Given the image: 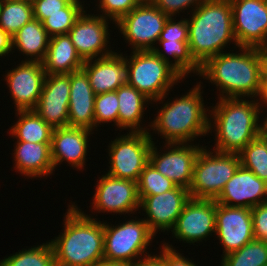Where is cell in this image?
Instances as JSON below:
<instances>
[{"instance_id": "obj_48", "label": "cell", "mask_w": 267, "mask_h": 266, "mask_svg": "<svg viewBox=\"0 0 267 266\" xmlns=\"http://www.w3.org/2000/svg\"><path fill=\"white\" fill-rule=\"evenodd\" d=\"M95 266H132V264L126 263V262L107 261L103 259L101 262H99Z\"/></svg>"}, {"instance_id": "obj_38", "label": "cell", "mask_w": 267, "mask_h": 266, "mask_svg": "<svg viewBox=\"0 0 267 266\" xmlns=\"http://www.w3.org/2000/svg\"><path fill=\"white\" fill-rule=\"evenodd\" d=\"M159 40L188 42L187 19L183 18L178 22H174V18L169 17L160 34Z\"/></svg>"}, {"instance_id": "obj_47", "label": "cell", "mask_w": 267, "mask_h": 266, "mask_svg": "<svg viewBox=\"0 0 267 266\" xmlns=\"http://www.w3.org/2000/svg\"><path fill=\"white\" fill-rule=\"evenodd\" d=\"M263 124L259 126V133L258 136L261 138V140L265 143L267 147V121L263 120Z\"/></svg>"}, {"instance_id": "obj_2", "label": "cell", "mask_w": 267, "mask_h": 266, "mask_svg": "<svg viewBox=\"0 0 267 266\" xmlns=\"http://www.w3.org/2000/svg\"><path fill=\"white\" fill-rule=\"evenodd\" d=\"M239 49L242 53L222 52L200 67L199 76L219 87L221 98L259 96L262 70L258 48L242 46Z\"/></svg>"}, {"instance_id": "obj_28", "label": "cell", "mask_w": 267, "mask_h": 266, "mask_svg": "<svg viewBox=\"0 0 267 266\" xmlns=\"http://www.w3.org/2000/svg\"><path fill=\"white\" fill-rule=\"evenodd\" d=\"M18 121L10 129L17 141L51 143L54 128L47 124L34 110H18Z\"/></svg>"}, {"instance_id": "obj_36", "label": "cell", "mask_w": 267, "mask_h": 266, "mask_svg": "<svg viewBox=\"0 0 267 266\" xmlns=\"http://www.w3.org/2000/svg\"><path fill=\"white\" fill-rule=\"evenodd\" d=\"M118 109L116 91L97 94L94 102V128L112 121L118 127Z\"/></svg>"}, {"instance_id": "obj_40", "label": "cell", "mask_w": 267, "mask_h": 266, "mask_svg": "<svg viewBox=\"0 0 267 266\" xmlns=\"http://www.w3.org/2000/svg\"><path fill=\"white\" fill-rule=\"evenodd\" d=\"M254 239L267 242V202L251 208Z\"/></svg>"}, {"instance_id": "obj_26", "label": "cell", "mask_w": 267, "mask_h": 266, "mask_svg": "<svg viewBox=\"0 0 267 266\" xmlns=\"http://www.w3.org/2000/svg\"><path fill=\"white\" fill-rule=\"evenodd\" d=\"M116 92L119 129L131 128L130 132H148L140 126V122L145 111L144 106L150 99L128 83L120 86Z\"/></svg>"}, {"instance_id": "obj_49", "label": "cell", "mask_w": 267, "mask_h": 266, "mask_svg": "<svg viewBox=\"0 0 267 266\" xmlns=\"http://www.w3.org/2000/svg\"><path fill=\"white\" fill-rule=\"evenodd\" d=\"M133 2L137 6H141V5H151L153 4L154 0H133Z\"/></svg>"}, {"instance_id": "obj_1", "label": "cell", "mask_w": 267, "mask_h": 266, "mask_svg": "<svg viewBox=\"0 0 267 266\" xmlns=\"http://www.w3.org/2000/svg\"><path fill=\"white\" fill-rule=\"evenodd\" d=\"M63 233L51 241L56 266H95L104 259V223L69 205Z\"/></svg>"}, {"instance_id": "obj_4", "label": "cell", "mask_w": 267, "mask_h": 266, "mask_svg": "<svg viewBox=\"0 0 267 266\" xmlns=\"http://www.w3.org/2000/svg\"><path fill=\"white\" fill-rule=\"evenodd\" d=\"M211 112L209 130L216 131L215 149L219 152L239 153L249 142L258 137L260 105L258 100L219 98ZM212 126V127H211Z\"/></svg>"}, {"instance_id": "obj_25", "label": "cell", "mask_w": 267, "mask_h": 266, "mask_svg": "<svg viewBox=\"0 0 267 266\" xmlns=\"http://www.w3.org/2000/svg\"><path fill=\"white\" fill-rule=\"evenodd\" d=\"M42 65L46 74H70L82 69L84 60L77 53L68 34L56 35L50 37Z\"/></svg>"}, {"instance_id": "obj_44", "label": "cell", "mask_w": 267, "mask_h": 266, "mask_svg": "<svg viewBox=\"0 0 267 266\" xmlns=\"http://www.w3.org/2000/svg\"><path fill=\"white\" fill-rule=\"evenodd\" d=\"M12 50V38L0 29V57L8 55Z\"/></svg>"}, {"instance_id": "obj_32", "label": "cell", "mask_w": 267, "mask_h": 266, "mask_svg": "<svg viewBox=\"0 0 267 266\" xmlns=\"http://www.w3.org/2000/svg\"><path fill=\"white\" fill-rule=\"evenodd\" d=\"M0 266H56L52 244L47 242L12 254L1 260Z\"/></svg>"}, {"instance_id": "obj_13", "label": "cell", "mask_w": 267, "mask_h": 266, "mask_svg": "<svg viewBox=\"0 0 267 266\" xmlns=\"http://www.w3.org/2000/svg\"><path fill=\"white\" fill-rule=\"evenodd\" d=\"M216 201L193 199L185 204L173 230V236L187 243L202 242L216 232Z\"/></svg>"}, {"instance_id": "obj_46", "label": "cell", "mask_w": 267, "mask_h": 266, "mask_svg": "<svg viewBox=\"0 0 267 266\" xmlns=\"http://www.w3.org/2000/svg\"><path fill=\"white\" fill-rule=\"evenodd\" d=\"M259 97L261 98L260 100H262L260 102H263L267 105V78H262Z\"/></svg>"}, {"instance_id": "obj_15", "label": "cell", "mask_w": 267, "mask_h": 266, "mask_svg": "<svg viewBox=\"0 0 267 266\" xmlns=\"http://www.w3.org/2000/svg\"><path fill=\"white\" fill-rule=\"evenodd\" d=\"M85 12V10L82 12L68 32L77 53L84 61L95 59L99 55V57H105L112 54L113 51L107 49L109 42L107 39L110 35L108 32L109 22H107L109 20L102 17L101 14L93 16Z\"/></svg>"}, {"instance_id": "obj_45", "label": "cell", "mask_w": 267, "mask_h": 266, "mask_svg": "<svg viewBox=\"0 0 267 266\" xmlns=\"http://www.w3.org/2000/svg\"><path fill=\"white\" fill-rule=\"evenodd\" d=\"M261 60L262 78H267V45L257 47Z\"/></svg>"}, {"instance_id": "obj_20", "label": "cell", "mask_w": 267, "mask_h": 266, "mask_svg": "<svg viewBox=\"0 0 267 266\" xmlns=\"http://www.w3.org/2000/svg\"><path fill=\"white\" fill-rule=\"evenodd\" d=\"M215 201L222 205L251 209L267 202V182L240 165Z\"/></svg>"}, {"instance_id": "obj_42", "label": "cell", "mask_w": 267, "mask_h": 266, "mask_svg": "<svg viewBox=\"0 0 267 266\" xmlns=\"http://www.w3.org/2000/svg\"><path fill=\"white\" fill-rule=\"evenodd\" d=\"M164 266H197L192 260L176 252L172 245L164 243ZM191 261V262H190Z\"/></svg>"}, {"instance_id": "obj_39", "label": "cell", "mask_w": 267, "mask_h": 266, "mask_svg": "<svg viewBox=\"0 0 267 266\" xmlns=\"http://www.w3.org/2000/svg\"><path fill=\"white\" fill-rule=\"evenodd\" d=\"M33 5L34 19L42 22L49 15L64 13V7L69 3L68 0H31Z\"/></svg>"}, {"instance_id": "obj_8", "label": "cell", "mask_w": 267, "mask_h": 266, "mask_svg": "<svg viewBox=\"0 0 267 266\" xmlns=\"http://www.w3.org/2000/svg\"><path fill=\"white\" fill-rule=\"evenodd\" d=\"M104 223V260L133 264L146 251L155 234L143 219L126 221L118 226Z\"/></svg>"}, {"instance_id": "obj_33", "label": "cell", "mask_w": 267, "mask_h": 266, "mask_svg": "<svg viewBox=\"0 0 267 266\" xmlns=\"http://www.w3.org/2000/svg\"><path fill=\"white\" fill-rule=\"evenodd\" d=\"M241 165L267 182V147L258 136L239 153Z\"/></svg>"}, {"instance_id": "obj_22", "label": "cell", "mask_w": 267, "mask_h": 266, "mask_svg": "<svg viewBox=\"0 0 267 266\" xmlns=\"http://www.w3.org/2000/svg\"><path fill=\"white\" fill-rule=\"evenodd\" d=\"M91 132L89 129L77 127L54 128L50 145L54 169L63 161L82 169L86 163L88 137Z\"/></svg>"}, {"instance_id": "obj_9", "label": "cell", "mask_w": 267, "mask_h": 266, "mask_svg": "<svg viewBox=\"0 0 267 266\" xmlns=\"http://www.w3.org/2000/svg\"><path fill=\"white\" fill-rule=\"evenodd\" d=\"M150 132H129L111 141L109 147L110 168L108 175L137 182L154 141Z\"/></svg>"}, {"instance_id": "obj_12", "label": "cell", "mask_w": 267, "mask_h": 266, "mask_svg": "<svg viewBox=\"0 0 267 266\" xmlns=\"http://www.w3.org/2000/svg\"><path fill=\"white\" fill-rule=\"evenodd\" d=\"M165 147H167V151L170 148L172 149L162 155L153 143L149 154V162L158 172L173 181L177 186L189 190L193 180L194 163L203 146L199 147L187 143H167Z\"/></svg>"}, {"instance_id": "obj_27", "label": "cell", "mask_w": 267, "mask_h": 266, "mask_svg": "<svg viewBox=\"0 0 267 266\" xmlns=\"http://www.w3.org/2000/svg\"><path fill=\"white\" fill-rule=\"evenodd\" d=\"M12 48H17L23 54L30 56L28 61L42 62L46 56L50 36L37 19L26 23L11 37ZM34 57V58H33Z\"/></svg>"}, {"instance_id": "obj_43", "label": "cell", "mask_w": 267, "mask_h": 266, "mask_svg": "<svg viewBox=\"0 0 267 266\" xmlns=\"http://www.w3.org/2000/svg\"><path fill=\"white\" fill-rule=\"evenodd\" d=\"M162 252L160 255H148L145 254L141 259L139 258L132 266H164V246H162Z\"/></svg>"}, {"instance_id": "obj_31", "label": "cell", "mask_w": 267, "mask_h": 266, "mask_svg": "<svg viewBox=\"0 0 267 266\" xmlns=\"http://www.w3.org/2000/svg\"><path fill=\"white\" fill-rule=\"evenodd\" d=\"M267 265V242L252 240L239 250L222 256L221 266Z\"/></svg>"}, {"instance_id": "obj_29", "label": "cell", "mask_w": 267, "mask_h": 266, "mask_svg": "<svg viewBox=\"0 0 267 266\" xmlns=\"http://www.w3.org/2000/svg\"><path fill=\"white\" fill-rule=\"evenodd\" d=\"M32 19L34 17L31 0H1L0 29L10 37Z\"/></svg>"}, {"instance_id": "obj_16", "label": "cell", "mask_w": 267, "mask_h": 266, "mask_svg": "<svg viewBox=\"0 0 267 266\" xmlns=\"http://www.w3.org/2000/svg\"><path fill=\"white\" fill-rule=\"evenodd\" d=\"M187 188L176 186L162 194L145 196L140 200V208L146 212L144 221L156 235L160 231L170 230L176 224L185 204L190 200Z\"/></svg>"}, {"instance_id": "obj_14", "label": "cell", "mask_w": 267, "mask_h": 266, "mask_svg": "<svg viewBox=\"0 0 267 266\" xmlns=\"http://www.w3.org/2000/svg\"><path fill=\"white\" fill-rule=\"evenodd\" d=\"M216 234L224 254L239 250L254 240L251 209L216 202Z\"/></svg>"}, {"instance_id": "obj_50", "label": "cell", "mask_w": 267, "mask_h": 266, "mask_svg": "<svg viewBox=\"0 0 267 266\" xmlns=\"http://www.w3.org/2000/svg\"><path fill=\"white\" fill-rule=\"evenodd\" d=\"M69 2H81L80 0H68Z\"/></svg>"}, {"instance_id": "obj_10", "label": "cell", "mask_w": 267, "mask_h": 266, "mask_svg": "<svg viewBox=\"0 0 267 266\" xmlns=\"http://www.w3.org/2000/svg\"><path fill=\"white\" fill-rule=\"evenodd\" d=\"M168 18L154 4L141 5L121 17L116 26L133 51L153 50Z\"/></svg>"}, {"instance_id": "obj_11", "label": "cell", "mask_w": 267, "mask_h": 266, "mask_svg": "<svg viewBox=\"0 0 267 266\" xmlns=\"http://www.w3.org/2000/svg\"><path fill=\"white\" fill-rule=\"evenodd\" d=\"M237 47L267 45V0H230Z\"/></svg>"}, {"instance_id": "obj_41", "label": "cell", "mask_w": 267, "mask_h": 266, "mask_svg": "<svg viewBox=\"0 0 267 266\" xmlns=\"http://www.w3.org/2000/svg\"><path fill=\"white\" fill-rule=\"evenodd\" d=\"M206 0H154L153 4L165 13L169 17H173L179 11L187 9L191 5L197 8L201 3L205 2ZM187 7V8H186Z\"/></svg>"}, {"instance_id": "obj_5", "label": "cell", "mask_w": 267, "mask_h": 266, "mask_svg": "<svg viewBox=\"0 0 267 266\" xmlns=\"http://www.w3.org/2000/svg\"><path fill=\"white\" fill-rule=\"evenodd\" d=\"M201 84L187 95L165 103L150 127L160 133L166 143H187L209 132L208 109L204 108ZM208 116V117H207Z\"/></svg>"}, {"instance_id": "obj_3", "label": "cell", "mask_w": 267, "mask_h": 266, "mask_svg": "<svg viewBox=\"0 0 267 266\" xmlns=\"http://www.w3.org/2000/svg\"><path fill=\"white\" fill-rule=\"evenodd\" d=\"M188 23V45L194 61L201 67L208 59L224 52L226 44L237 41L233 31L230 0H206L192 9Z\"/></svg>"}, {"instance_id": "obj_30", "label": "cell", "mask_w": 267, "mask_h": 266, "mask_svg": "<svg viewBox=\"0 0 267 266\" xmlns=\"http://www.w3.org/2000/svg\"><path fill=\"white\" fill-rule=\"evenodd\" d=\"M158 42L162 45L165 51H160L157 47H155L153 51L165 62L170 64L183 78L192 71L199 75L200 66L192 58L188 42H169L166 40H158ZM167 53L174 58V63L169 61V55L168 57L165 55Z\"/></svg>"}, {"instance_id": "obj_37", "label": "cell", "mask_w": 267, "mask_h": 266, "mask_svg": "<svg viewBox=\"0 0 267 266\" xmlns=\"http://www.w3.org/2000/svg\"><path fill=\"white\" fill-rule=\"evenodd\" d=\"M136 6L133 0H100L98 5L102 10L101 12H103L101 16L107 19L110 18L115 23Z\"/></svg>"}, {"instance_id": "obj_7", "label": "cell", "mask_w": 267, "mask_h": 266, "mask_svg": "<svg viewBox=\"0 0 267 266\" xmlns=\"http://www.w3.org/2000/svg\"><path fill=\"white\" fill-rule=\"evenodd\" d=\"M212 151H215L214 155ZM200 150L189 188L193 199H216L241 165L238 153ZM212 152V153H211Z\"/></svg>"}, {"instance_id": "obj_34", "label": "cell", "mask_w": 267, "mask_h": 266, "mask_svg": "<svg viewBox=\"0 0 267 266\" xmlns=\"http://www.w3.org/2000/svg\"><path fill=\"white\" fill-rule=\"evenodd\" d=\"M84 11L82 2H69L64 7V13L49 15L42 21V25L50 37L68 34L77 18Z\"/></svg>"}, {"instance_id": "obj_24", "label": "cell", "mask_w": 267, "mask_h": 266, "mask_svg": "<svg viewBox=\"0 0 267 266\" xmlns=\"http://www.w3.org/2000/svg\"><path fill=\"white\" fill-rule=\"evenodd\" d=\"M51 143L17 141L14 152L15 167L25 176L36 178L53 173Z\"/></svg>"}, {"instance_id": "obj_35", "label": "cell", "mask_w": 267, "mask_h": 266, "mask_svg": "<svg viewBox=\"0 0 267 266\" xmlns=\"http://www.w3.org/2000/svg\"><path fill=\"white\" fill-rule=\"evenodd\" d=\"M177 185L163 176L157 169L149 162L141 172L137 181V190L139 200L145 196L162 194L166 191L172 190Z\"/></svg>"}, {"instance_id": "obj_19", "label": "cell", "mask_w": 267, "mask_h": 266, "mask_svg": "<svg viewBox=\"0 0 267 266\" xmlns=\"http://www.w3.org/2000/svg\"><path fill=\"white\" fill-rule=\"evenodd\" d=\"M93 197V208L99 212L134 213L140 207L137 182L108 174L98 180ZM137 209V210H136Z\"/></svg>"}, {"instance_id": "obj_6", "label": "cell", "mask_w": 267, "mask_h": 266, "mask_svg": "<svg viewBox=\"0 0 267 266\" xmlns=\"http://www.w3.org/2000/svg\"><path fill=\"white\" fill-rule=\"evenodd\" d=\"M132 53L130 59L125 56L127 83L151 101H162L168 95L167 92L183 78L153 50Z\"/></svg>"}, {"instance_id": "obj_23", "label": "cell", "mask_w": 267, "mask_h": 266, "mask_svg": "<svg viewBox=\"0 0 267 266\" xmlns=\"http://www.w3.org/2000/svg\"><path fill=\"white\" fill-rule=\"evenodd\" d=\"M70 100L68 127L94 129V102L96 94L83 69L70 73ZM93 128V129H92Z\"/></svg>"}, {"instance_id": "obj_21", "label": "cell", "mask_w": 267, "mask_h": 266, "mask_svg": "<svg viewBox=\"0 0 267 266\" xmlns=\"http://www.w3.org/2000/svg\"><path fill=\"white\" fill-rule=\"evenodd\" d=\"M92 60H85L82 69L86 72L96 95L116 91L127 84V60L122 54L113 52Z\"/></svg>"}, {"instance_id": "obj_17", "label": "cell", "mask_w": 267, "mask_h": 266, "mask_svg": "<svg viewBox=\"0 0 267 266\" xmlns=\"http://www.w3.org/2000/svg\"><path fill=\"white\" fill-rule=\"evenodd\" d=\"M5 76L16 111L33 110L39 101L46 78L42 62L26 59Z\"/></svg>"}, {"instance_id": "obj_18", "label": "cell", "mask_w": 267, "mask_h": 266, "mask_svg": "<svg viewBox=\"0 0 267 266\" xmlns=\"http://www.w3.org/2000/svg\"><path fill=\"white\" fill-rule=\"evenodd\" d=\"M70 74H46L39 101L33 109L53 128L68 127Z\"/></svg>"}]
</instances>
